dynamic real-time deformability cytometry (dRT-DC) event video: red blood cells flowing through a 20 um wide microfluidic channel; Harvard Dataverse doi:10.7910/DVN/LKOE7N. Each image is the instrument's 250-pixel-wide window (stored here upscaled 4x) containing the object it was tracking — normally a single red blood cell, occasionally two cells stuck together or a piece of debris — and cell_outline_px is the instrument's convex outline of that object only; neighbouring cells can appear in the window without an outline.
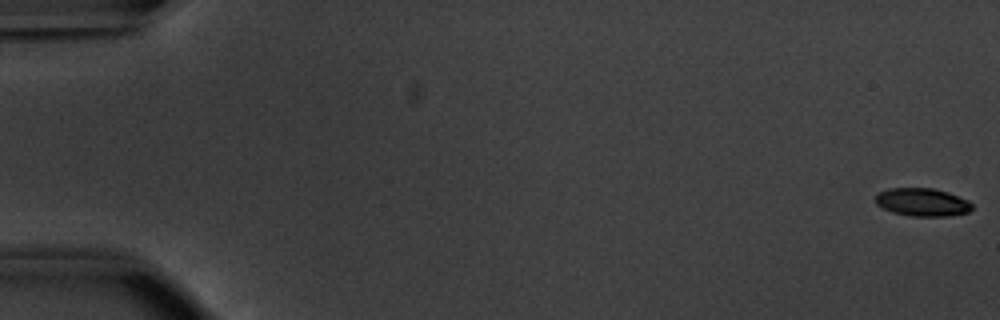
{"species": "common noctule bat (a hibernating species)", "species_latin": "Nyctalus noctula", "temperature_condition": "warm", "stored_images_in_passage": 8, "camera_frame_rate_fps": 3000, "um_per_image_px": 0.085, "animal": {"sex": "male", "body_mass_g": 20.1, "forearm_length_mm": 53.5}, "frame": {"image": 1, "passage_image": 1, "time_ms": 0.0, "image_size_px": [1000, 320], "cell_outline_px": [[972, 208], [968, 212], [948, 216], [912, 216], [892, 212], [876, 204], [876, 196], [880, 192], [888, 188], [932, 188], [948, 192], [968, 200], [972, 204]], "centroid_in_image_um": [78.41, 17.18], "position_along_channel_um": 6.6, "area_um2": 15.66}}